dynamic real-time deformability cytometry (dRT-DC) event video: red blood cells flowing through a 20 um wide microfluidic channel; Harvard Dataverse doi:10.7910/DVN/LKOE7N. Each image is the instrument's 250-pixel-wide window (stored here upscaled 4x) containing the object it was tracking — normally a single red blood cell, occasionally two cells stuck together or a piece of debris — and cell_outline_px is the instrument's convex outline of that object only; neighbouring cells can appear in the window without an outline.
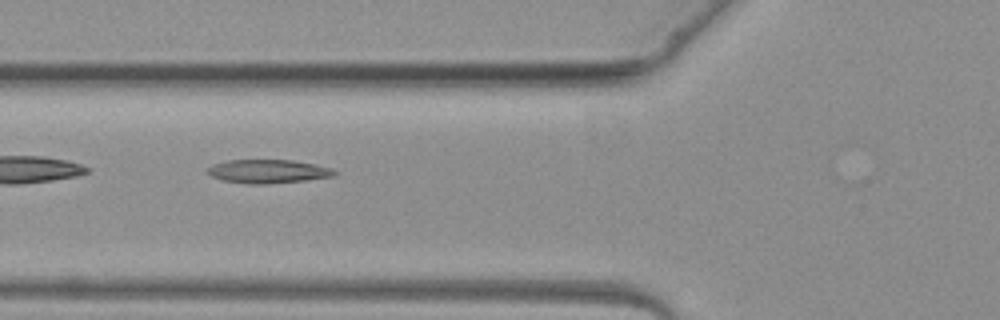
{"species": "common noctule bat (a hibernating species)", "species_latin": "Nyctalus noctula", "temperature_condition": "warm", "stored_images_in_passage": 3, "camera_frame_rate_fps": 3000, "um_per_image_px": 0.085, "animal": {"sex": "female", "body_mass_g": 19.3, "forearm_length_mm": 54.1}, "frame": {"image": 1, "passage_image": 3, "time_ms": 2.333, "image_size_px": [1000, 320], "cell_outline_px": [[340, 172], [332, 176], [308, 180], [264, 184], [248, 184], [224, 180], [212, 176], [208, 172], [208, 168], [212, 164], [228, 160], [292, 160], [316, 164], [332, 168]], "centroid_in_image_um": [22.83, 14.56], "position_along_channel_um": 103.0, "area_um2": 17.46}}